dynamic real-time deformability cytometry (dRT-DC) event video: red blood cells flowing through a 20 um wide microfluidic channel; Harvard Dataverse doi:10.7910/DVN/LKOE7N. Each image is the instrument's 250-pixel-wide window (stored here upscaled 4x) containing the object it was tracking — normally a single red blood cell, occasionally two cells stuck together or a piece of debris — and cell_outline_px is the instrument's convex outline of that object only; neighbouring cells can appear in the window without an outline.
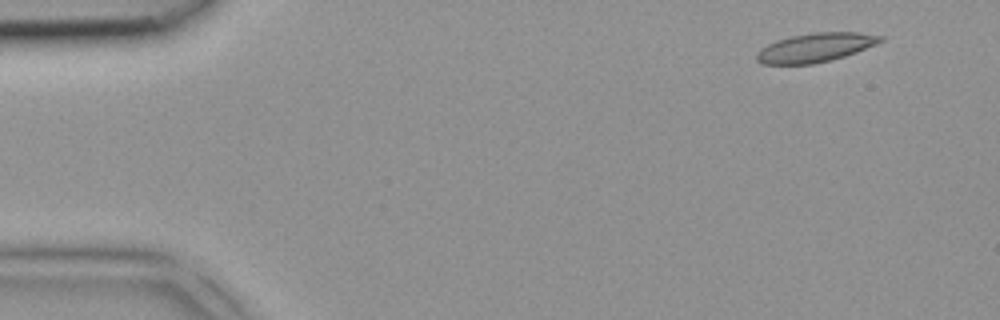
{"species": "common noctule bat (a hibernating species)", "species_latin": "Nyctalus noctula", "temperature_condition": "room temperature", "stored_images_in_passage": 3, "camera_frame_rate_fps": 3000, "um_per_image_px": 0.085, "animal": {"sex": "female", "body_mass_g": 18.4}, "frame": {"image": 1, "passage_image": 1, "time_ms": 0.0, "image_size_px": [1000, 320], "cell_outline_px": [[884, 40], [876, 44], [856, 52], [832, 60], [812, 64], [764, 64], [756, 60], [756, 52], [760, 48], [776, 40], [792, 36], [816, 32], [860, 32], [884, 36]], "centroid_in_image_um": [69.31, 4.04], "position_along_channel_um": 15.7, "area_um2": 20.92}}
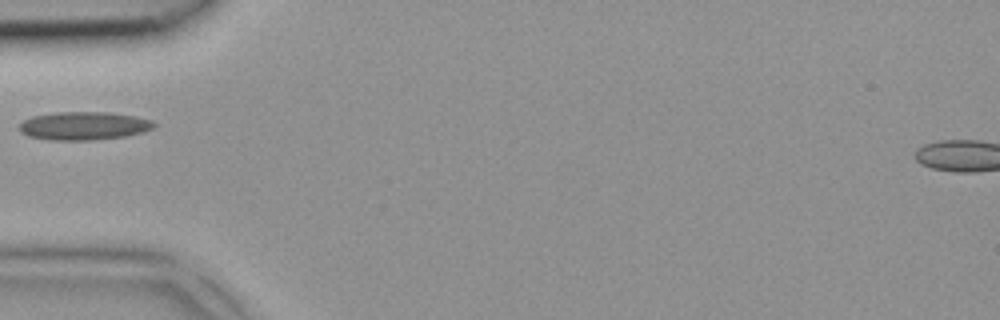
{"frame": {"image": 2, "passage_image": 3, "time_ms": 0.667, "image_size_px": [1000, 320], "cell_outline_px": [[156, 124], [152, 128], [144, 132], [124, 136], [92, 140], [52, 140], [28, 136], [20, 132], [20, 124], [24, 120], [32, 116], [56, 112], [108, 112], [136, 116], [152, 120]], "centroid_in_image_um": [7.13, 10.69], "position_along_channel_um": 77.9, "area_um2": 22.14}}